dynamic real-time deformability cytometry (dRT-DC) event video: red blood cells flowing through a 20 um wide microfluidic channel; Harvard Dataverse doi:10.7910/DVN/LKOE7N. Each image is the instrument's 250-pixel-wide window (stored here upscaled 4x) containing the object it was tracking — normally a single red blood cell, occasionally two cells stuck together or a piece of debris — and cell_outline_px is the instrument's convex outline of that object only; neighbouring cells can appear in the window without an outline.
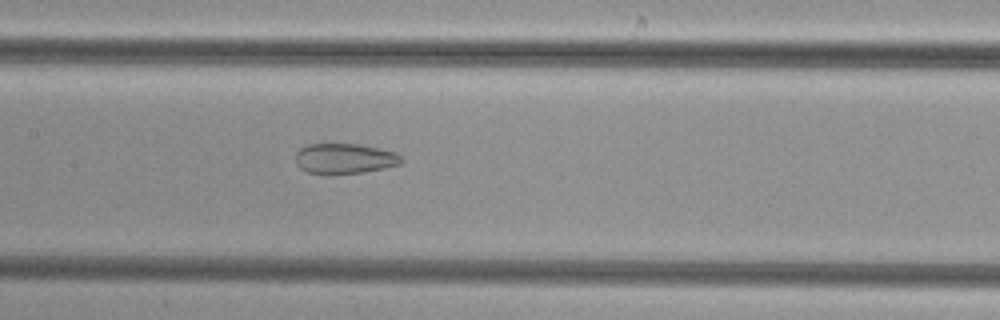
{"species": "common noctule bat (a hibernating species)", "species_latin": "Nyctalus noctula", "temperature_condition": "cold", "stored_images_in_passage": 38, "camera_frame_rate_fps": 3000, "um_per_image_px": 0.085, "animal": {"sex": "female", "body_mass_g": 29.2, "forearm_length_mm": 56.3}, "frame": {"image": 1, "passage_image": 12, "time_ms": 3.667, "image_size_px": [1000, 320], "cell_outline_px": [[404, 160], [400, 164], [384, 168], [364, 172], [308, 172], [300, 168], [296, 164], [296, 152], [300, 148], [308, 144], [360, 144], [380, 148], [396, 152]], "centroid_in_image_um": [29.32, 13.44], "position_along_channel_um": 178.1, "area_um2": 18.32}}
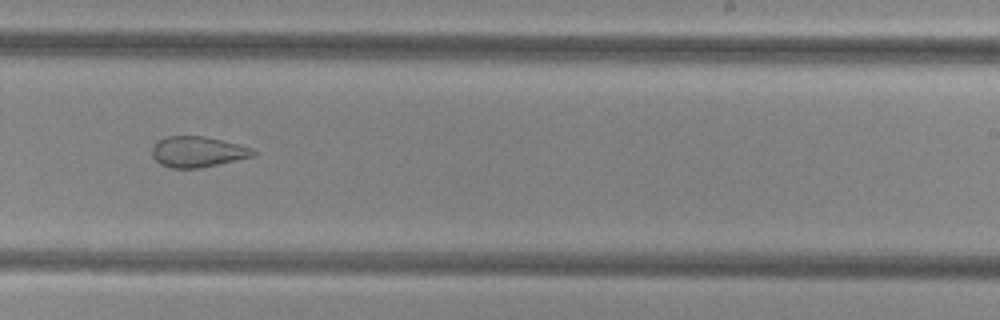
{"frame": {"image": 2, "passage_image": 19, "time_ms": 6.0, "image_size_px": [1000, 320], "cell_outline_px": [[256, 156], [200, 168], [172, 168], [160, 164], [152, 156], [152, 148], [156, 140], [164, 136], [204, 136], [252, 148], [256, 152]], "centroid_in_image_um": [16.77, 12.9], "position_along_channel_um": 272.2, "area_um2": 18.15}}
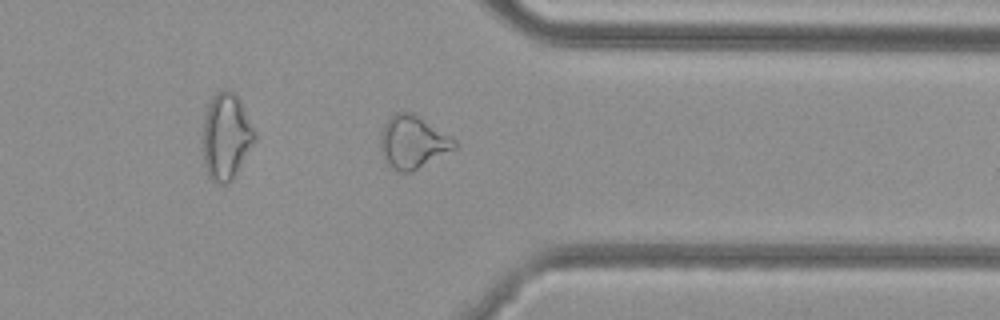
{"frame": {"image": 3, "passage_image": 27, "time_ms": 8.667, "image_size_px": [1000, 320], "cell_outline_px": [[456, 148], [412, 172], [400, 172], [392, 168], [384, 160], [380, 148], [380, 132], [388, 120], [396, 112], [412, 112], [456, 140]], "centroid_in_image_um": [35.07, 12.1], "position_along_channel_um": 376.3, "area_um2": 22.54}}